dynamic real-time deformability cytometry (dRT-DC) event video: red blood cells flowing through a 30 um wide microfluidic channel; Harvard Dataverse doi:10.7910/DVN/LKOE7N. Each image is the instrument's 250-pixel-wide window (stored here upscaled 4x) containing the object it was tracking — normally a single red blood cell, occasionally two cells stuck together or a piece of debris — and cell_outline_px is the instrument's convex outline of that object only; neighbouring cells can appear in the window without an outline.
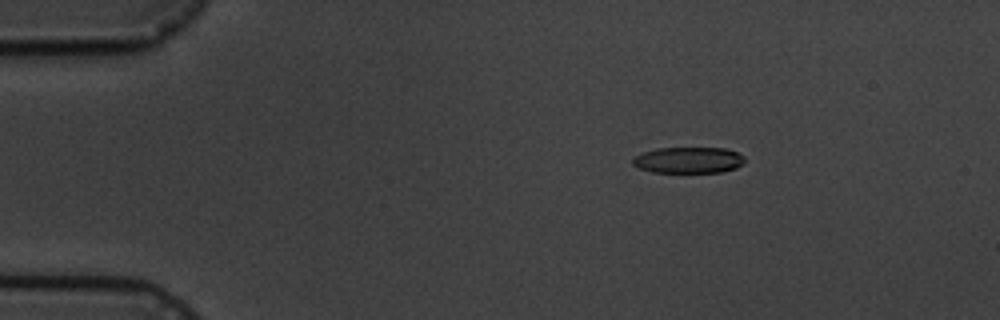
{"species": "common noctule bat (a hibernating species)", "species_latin": "Nyctalus noctula", "temperature_condition": "cold", "stored_images_in_passage": 13, "camera_frame_rate_fps": 3000, "um_per_image_px": 0.085, "animal": {"sex": "male", "body_mass_g": 19.5, "forearm_length_mm": 54.6}, "frame": {"image": 1, "passage_image": 1, "time_ms": 0.0, "image_size_px": [1000, 320], "cell_outline_px": [[744, 164], [736, 168], [720, 172], [652, 172], [640, 168], [632, 164], [632, 160], [636, 156], [644, 152], [656, 148], [724, 148], [736, 152], [744, 156]], "centroid_in_image_um": [58.54, 13.61], "position_along_channel_um": 26.5, "area_um2": 16.99}}
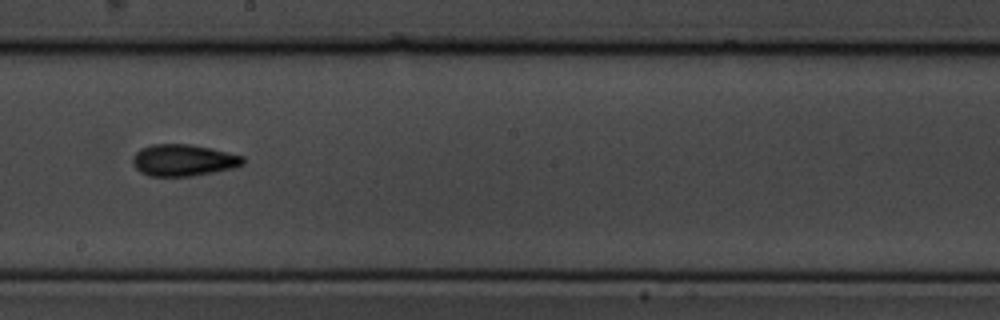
{"frame": {"image": 2, "passage_image": 7, "time_ms": 7.667, "image_size_px": [1000, 320], "cell_outline_px": [[244, 164], [232, 168], [192, 176], [148, 176], [140, 172], [132, 164], [132, 156], [140, 148], [152, 144], [188, 144], [212, 148], [244, 156]], "centroid_in_image_um": [15.56, 13.61], "position_along_channel_um": 232.6, "area_um2": 20.46}}
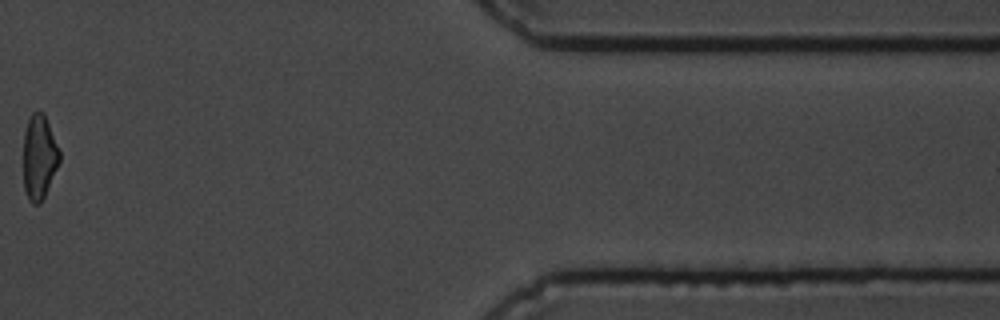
{"frame": {"image": 3, "passage_image": 12, "time_ms": 14.0, "image_size_px": [1000, 320], "cell_outline_px": [[60, 160], [44, 196], [40, 204], [32, 204], [28, 200], [24, 188], [24, 132], [28, 120], [32, 112], [44, 112], [60, 152]], "centroid_in_image_um": [3.32, 13.35], "position_along_channel_um": 408.1, "area_um2": 17.63}, "authors_computed_cell_mechanics": {"area_um2": 19.074, "velocity_mm_per_s": 3.5496, "shape_relaxation_time_tau1_ms": 4.2269, "shape_relaxation_time_tau2_ms": 3.2173, "deformation_change_tau1": 0.1084, "deformation_change_tau2": 0.0981}}